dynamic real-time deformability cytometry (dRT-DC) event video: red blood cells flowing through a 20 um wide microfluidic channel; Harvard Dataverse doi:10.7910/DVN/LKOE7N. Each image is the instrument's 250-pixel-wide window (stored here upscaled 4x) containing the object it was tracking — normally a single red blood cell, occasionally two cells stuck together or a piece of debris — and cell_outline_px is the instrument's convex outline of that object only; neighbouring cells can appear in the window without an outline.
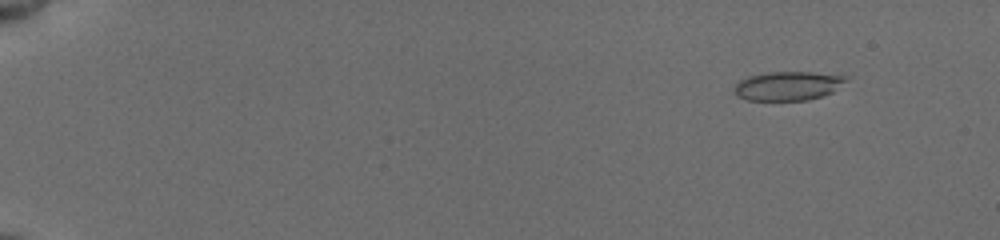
{"species": "common noctule bat (a hibernating species)", "species_latin": "Nyctalus noctula", "temperature_condition": "cold", "stored_images_in_passage": 10, "camera_frame_rate_fps": 3000, "um_per_image_px": 0.085, "animal": {"sex": "female", "body_mass_g": 19.5, "forearm_length_mm": 54.1}, "frame": {"image": 1, "passage_image": 8, "time_ms": 2.0, "image_size_px": [1000, 240], "cell_outline_px": [[848, 80], [832, 92], [808, 100], [744, 100], [736, 96], [732, 88], [740, 80], [748, 76], [768, 72], [812, 72], [848, 76]], "centroid_in_image_um": [66.94, 7.3], "position_along_channel_um": 18.1, "area_um2": 18.96}}